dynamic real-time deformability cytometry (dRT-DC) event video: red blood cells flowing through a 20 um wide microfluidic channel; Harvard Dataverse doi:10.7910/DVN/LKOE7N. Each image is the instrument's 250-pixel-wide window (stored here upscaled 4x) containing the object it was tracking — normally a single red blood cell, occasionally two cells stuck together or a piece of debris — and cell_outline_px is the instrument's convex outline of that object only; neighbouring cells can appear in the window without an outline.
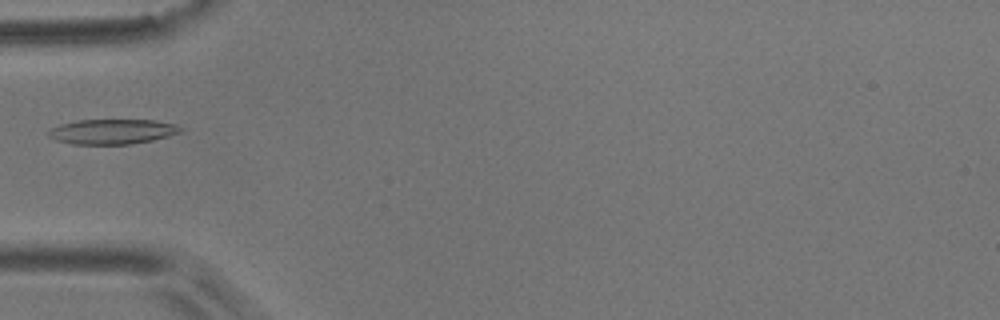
{"species": "common noctule bat (a hibernating species)", "species_latin": "Nyctalus noctula", "temperature_condition": "room temperature", "stored_images_in_passage": 27, "camera_frame_rate_fps": 3000, "um_per_image_px": 0.085, "animal": {"sex": "male", "body_mass_g": 17.9}, "frame": {"image": 1, "passage_image": 1, "time_ms": 0.0, "image_size_px": [1000, 320], "cell_outline_px": [[184, 132], [152, 140], [128, 144], [72, 144], [56, 140], [48, 136], [44, 132], [48, 128], [60, 124], [76, 120], [156, 120], [176, 124], [184, 128]], "centroid_in_image_um": [9.52, 11.18], "position_along_channel_um": 75.5, "area_um2": 19.54}}
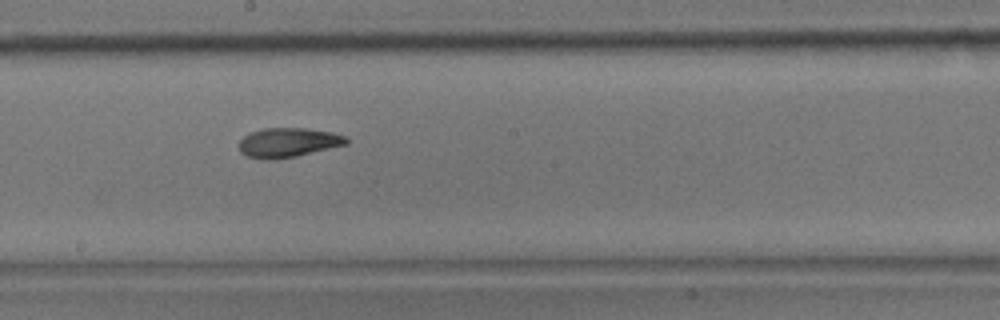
{"frame": {"image": 2, "passage_image": 13, "time_ms": 4.0, "image_size_px": [1000, 320], "cell_outline_px": [[348, 144], [296, 156], [268, 160], [264, 160], [248, 156], [240, 152], [240, 140], [244, 136], [252, 132], [264, 128], [304, 128], [332, 132], [348, 136]], "centroid_in_image_um": [24.52, 12.11], "position_along_channel_um": 223.7, "area_um2": 18.32}}
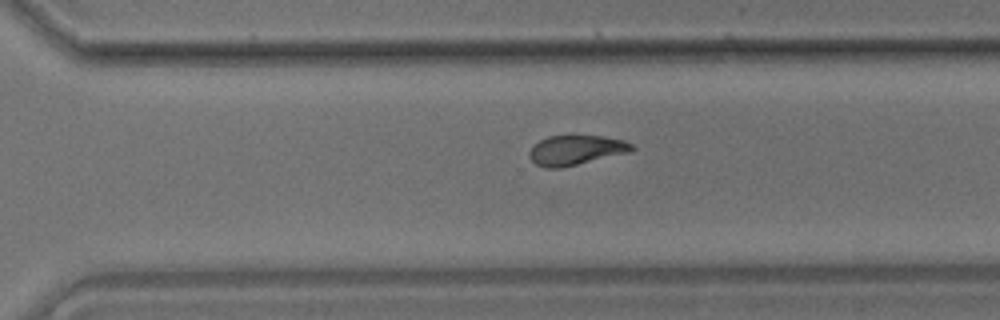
{"frame": {"image": 3, "passage_image": 21, "time_ms": 6.667, "image_size_px": [1000, 320], "cell_outline_px": [[636, 148], [632, 152], [560, 168], [544, 168], [536, 164], [528, 156], [528, 152], [540, 140], [548, 136], [604, 136], [624, 140], [632, 144]], "centroid_in_image_um": [48.99, 12.76], "position_along_channel_um": 321.6, "area_um2": 17.8}}